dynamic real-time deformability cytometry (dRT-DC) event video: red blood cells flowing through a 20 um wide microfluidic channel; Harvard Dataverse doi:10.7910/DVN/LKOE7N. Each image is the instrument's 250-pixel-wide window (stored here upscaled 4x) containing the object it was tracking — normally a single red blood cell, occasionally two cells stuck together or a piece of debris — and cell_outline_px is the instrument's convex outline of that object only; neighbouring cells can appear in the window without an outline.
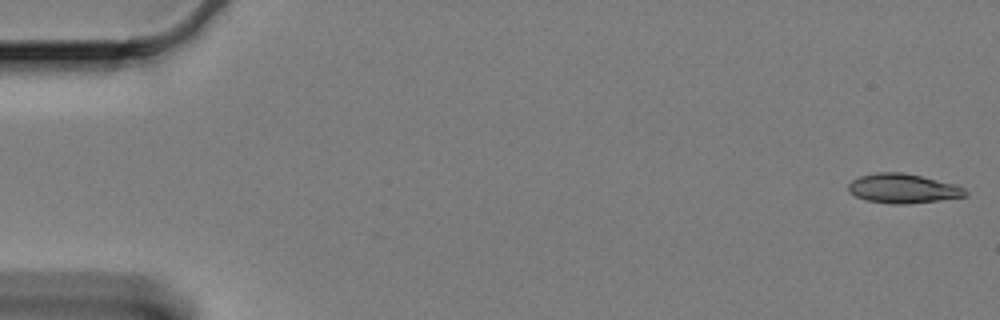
{"species": "Egyptian fruit bat (a non-hibernating species)", "species_latin": "Rousettus aegyptiacus", "temperature_condition": "cold", "stored_images_in_passage": 60, "camera_frame_rate_fps": 3000, "um_per_image_px": 0.085, "animal": {"sex": "female"}, "frame": {"image": 1, "passage_image": 1, "time_ms": 0.0, "image_size_px": [1000, 320], "cell_outline_px": [[968, 192], [964, 196], [940, 200], [908, 204], [892, 204], [864, 200], [848, 192], [848, 184], [852, 180], [860, 176], [876, 172], [900, 172], [920, 176], [952, 184], [964, 188]], "centroid_in_image_um": [76.69, 16.03], "position_along_channel_um": 8.3, "area_um2": 19.88}}
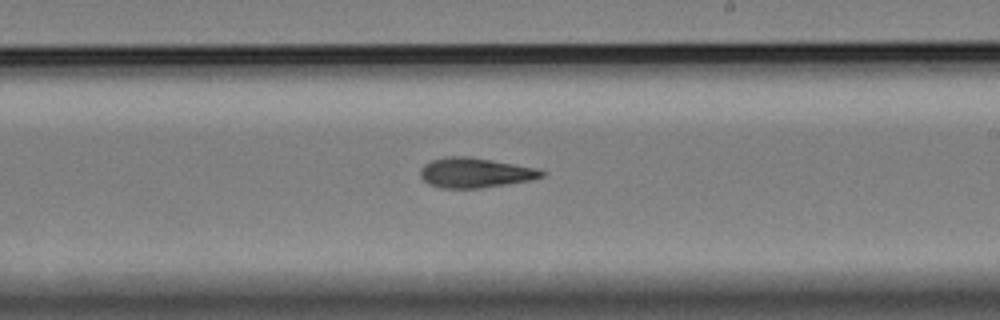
{"frame": {"image": 2, "passage_image": 35, "time_ms": 11.333, "image_size_px": [1000, 320], "cell_outline_px": [[548, 172], [544, 176], [532, 180], [480, 188], [440, 188], [428, 184], [420, 176], [420, 168], [424, 164], [432, 160], [444, 156], [468, 156], [540, 168]], "centroid_in_image_um": [40.41, 14.67], "position_along_channel_um": 248.6, "area_um2": 21.44}}
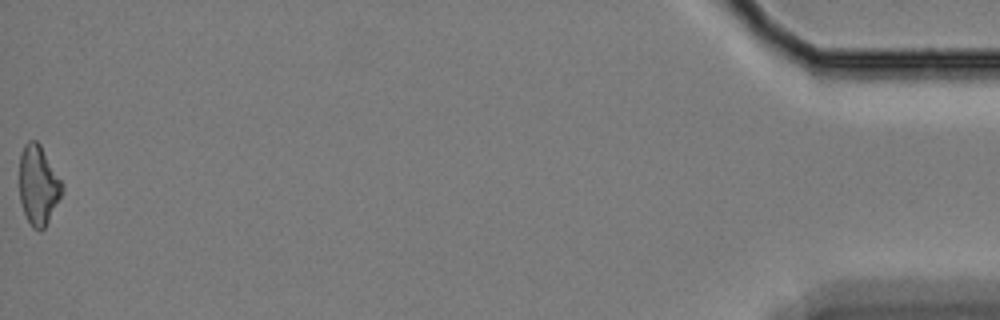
{"frame": {"image": 3, "passage_image": 60, "time_ms": 19.667, "image_size_px": [1000, 320], "cell_outline_px": [[64, 192], [44, 228], [32, 228], [24, 212], [20, 200], [20, 152], [24, 144], [28, 140], [36, 140], [40, 144], [60, 180], [64, 188]], "centroid_in_image_um": [3.25, 15.71], "position_along_channel_um": 432.0, "area_um2": 19.48}, "authors_computed_cell_mechanics": {"area_um2": 20.5479, "velocity_mm_per_s": 3.3262, "shape_relaxation_time_tau1_ms": null, "shape_relaxation_time_tau2_ms": 5.7844, "deformation_change_tau1": null, "deformation_change_tau2": 0.1554}}